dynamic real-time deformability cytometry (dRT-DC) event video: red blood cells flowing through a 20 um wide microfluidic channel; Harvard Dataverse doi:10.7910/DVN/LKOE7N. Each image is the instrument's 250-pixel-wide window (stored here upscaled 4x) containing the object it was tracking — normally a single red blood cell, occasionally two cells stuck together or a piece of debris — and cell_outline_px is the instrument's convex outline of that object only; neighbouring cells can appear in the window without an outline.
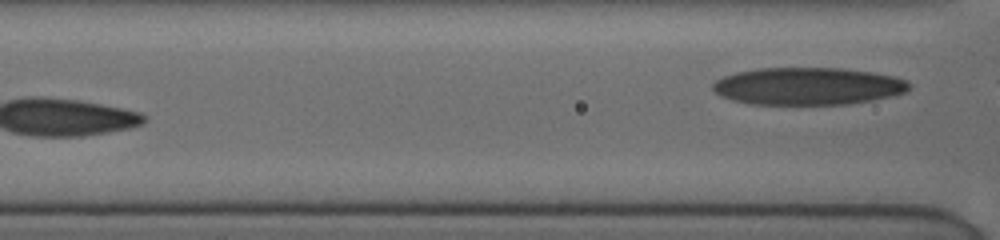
{"species": "human", "species_latin": "Homo sapiens", "temperature_condition": "cold", "stored_images_in_passage": 11, "segment_of_instrument_passage": [2, 2], "camera_frame_rate_fps": 3000, "um_per_image_px": 0.085, "donor": {"sex": "female"}, "frame": {"image": 1, "passage_image": 11, "time_ms": 6.0, "image_size_px": [1000, 240], "cell_outline_px": [[908, 88], [904, 92], [872, 100], [844, 104], [752, 104], [732, 100], [720, 96], [712, 88], [712, 84], [716, 80], [724, 76], [736, 72], [756, 68], [840, 68], [868, 72], [892, 76], [904, 80], [908, 84]], "centroid_in_image_um": [68.58, 7.32], "position_along_channel_um": 98.0, "area_um2": 42.31}}